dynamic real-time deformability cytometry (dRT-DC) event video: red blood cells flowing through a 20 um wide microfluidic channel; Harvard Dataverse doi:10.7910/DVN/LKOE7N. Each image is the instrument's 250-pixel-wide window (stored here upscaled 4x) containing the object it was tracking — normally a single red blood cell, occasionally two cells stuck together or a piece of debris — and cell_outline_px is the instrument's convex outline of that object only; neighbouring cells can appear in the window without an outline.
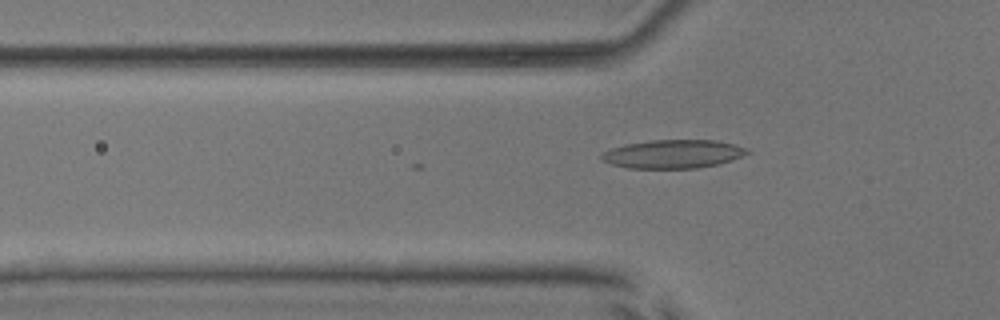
{"species": "common noctule bat (a hibernating species)", "species_latin": "Nyctalus noctula", "temperature_condition": "room temperature", "stored_images_in_passage": 34, "camera_frame_rate_fps": 3000, "um_per_image_px": 0.085, "animal": {"sex": "male", "body_mass_g": 17.9, "forearm_length_mm": 54.2}, "frame": {"image": 1, "passage_image": 17, "time_ms": 5.333, "image_size_px": [1000, 320], "cell_outline_px": [[752, 152], [732, 160], [720, 164], [696, 168], [628, 168], [612, 164], [604, 160], [600, 156], [604, 152], [612, 148], [624, 144], [652, 140], [716, 140], [748, 148]], "centroid_in_image_um": [57.26, 13.09], "position_along_channel_um": 68.5, "area_um2": 24.16}}
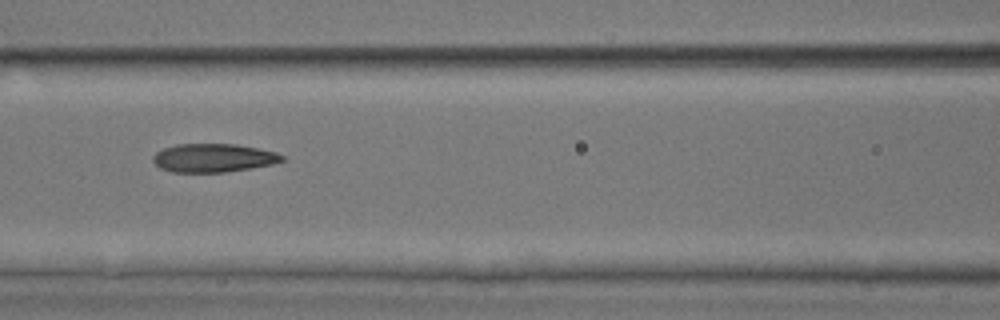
{"frame": {"image": 2, "passage_image": 23, "time_ms": 7.333, "image_size_px": [1000, 320], "cell_outline_px": [[284, 160], [272, 164], [224, 172], [172, 172], [160, 168], [152, 160], [152, 156], [156, 152], [164, 148], [176, 144], [236, 144], [276, 152], [284, 156]], "centroid_in_image_um": [18.1, 13.42], "position_along_channel_um": 148.5, "area_um2": 21.27}}
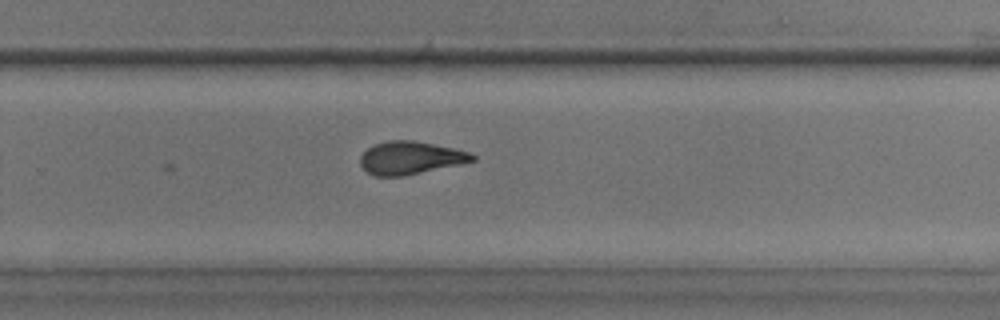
{"frame": {"image": 3, "passage_image": 34, "time_ms": 11.0, "image_size_px": [1000, 320], "cell_outline_px": [[476, 160], [460, 164], [404, 176], [372, 176], [360, 164], [360, 156], [368, 148], [376, 144], [388, 140], [412, 140], [452, 148], [468, 152], [476, 156]], "centroid_in_image_um": [34.86, 13.43], "position_along_channel_um": 294.9, "area_um2": 21.27}}